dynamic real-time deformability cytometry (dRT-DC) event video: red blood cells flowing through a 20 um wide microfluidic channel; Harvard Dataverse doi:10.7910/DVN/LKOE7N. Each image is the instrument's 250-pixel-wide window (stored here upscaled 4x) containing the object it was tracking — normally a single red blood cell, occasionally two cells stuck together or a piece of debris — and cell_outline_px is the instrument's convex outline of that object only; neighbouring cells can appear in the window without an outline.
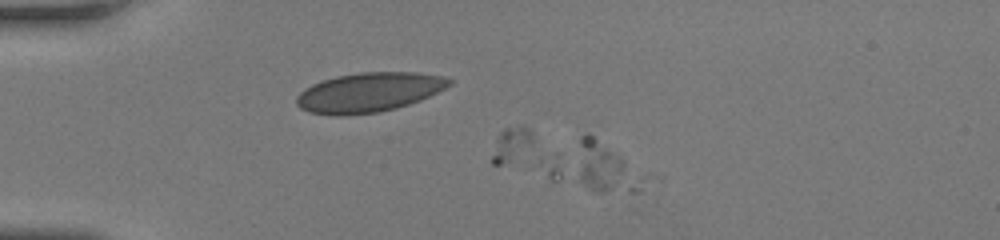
{"species": "human", "species_latin": "Homo sapiens", "temperature_condition": "room temperature", "stored_images_in_passage": 4, "camera_frame_rate_fps": 3000, "um_per_image_px": 0.085, "donor": {"sex": "female"}, "frame": {"image": 1, "passage_image": 1, "time_ms": 0.0, "image_size_px": [1000, 240], "cell_outline_px": [[624, 164], [612, 188], [604, 192], [596, 192], [552, 180], [548, 176], [540, 164], [540, 156], [584, 132], [588, 132], [620, 160]], "centroid_in_image_um": [49.53, 13.95], "position_along_channel_um": 35.5, "area_um2": 23.41}}